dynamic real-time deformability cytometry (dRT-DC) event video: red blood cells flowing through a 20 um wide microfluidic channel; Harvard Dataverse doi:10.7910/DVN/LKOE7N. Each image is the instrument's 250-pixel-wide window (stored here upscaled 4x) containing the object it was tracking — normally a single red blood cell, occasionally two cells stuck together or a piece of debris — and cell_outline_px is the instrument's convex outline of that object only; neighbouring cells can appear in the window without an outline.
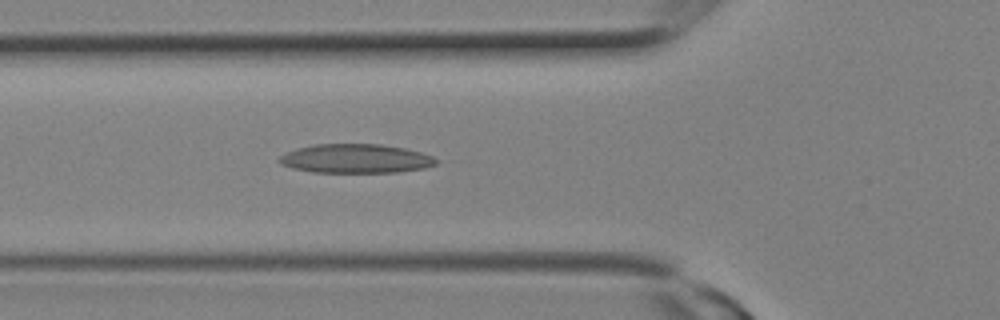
{"species": "Egyptian fruit bat (a non-hibernating species)", "species_latin": "Rousettus aegyptiacus", "temperature_condition": "room temperature", "stored_images_in_passage": 8, "camera_frame_rate_fps": 3000, "um_per_image_px": 0.085, "animal": {"sex": "female"}, "frame": {"image": 1, "passage_image": 8, "time_ms": 2.333, "image_size_px": [1000, 320], "cell_outline_px": [[436, 164], [424, 168], [396, 172], [312, 172], [292, 168], [280, 164], [280, 156], [296, 148], [312, 144], [380, 144], [404, 148], [420, 152], [432, 156], [436, 160]], "centroid_in_image_um": [30.21, 13.48], "position_along_channel_um": 95.6, "area_um2": 26.36}}